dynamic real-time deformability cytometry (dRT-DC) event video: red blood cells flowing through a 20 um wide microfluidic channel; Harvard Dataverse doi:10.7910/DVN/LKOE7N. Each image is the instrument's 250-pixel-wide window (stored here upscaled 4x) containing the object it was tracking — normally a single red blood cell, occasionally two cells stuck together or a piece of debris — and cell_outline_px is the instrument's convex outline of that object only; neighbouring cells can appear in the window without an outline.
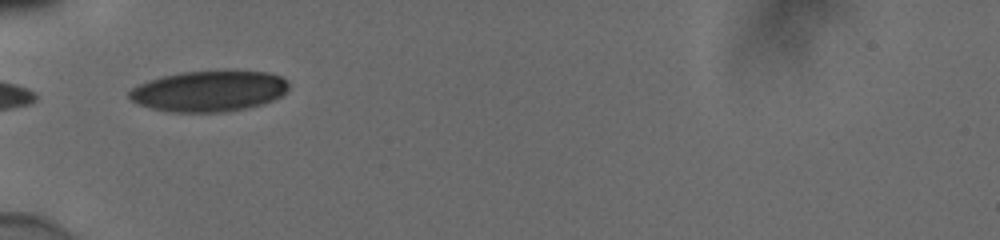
{"species": "human", "species_latin": "Homo sapiens", "temperature_condition": "cold", "stored_images_in_passage": 36, "camera_frame_rate_fps": 3000, "um_per_image_px": 0.085, "donor": {"sex": "male"}, "frame": {"image": 1, "passage_image": 1, "time_ms": 0.0, "image_size_px": [1000, 240], "cell_outline_px": [[288, 88], [280, 96], [264, 104], [228, 112], [172, 112], [152, 108], [140, 104], [132, 100], [128, 96], [128, 92], [132, 88], [140, 84], [164, 76], [184, 72], [268, 72], [280, 76], [288, 84]], "centroid_in_image_um": [17.77, 7.77], "position_along_channel_um": 67.2, "area_um2": 37.22}}
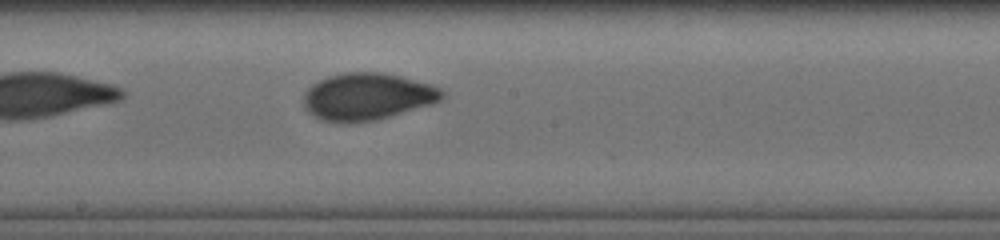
{"frame": {"image": 2, "passage_image": 13, "time_ms": 4.0, "image_size_px": [1000, 240], "cell_outline_px": [[444, 96], [440, 100], [432, 104], [376, 120], [320, 120], [308, 112], [304, 104], [304, 92], [312, 84], [328, 76], [344, 72], [384, 72], [432, 84], [440, 88], [444, 92]], "centroid_in_image_um": [31.24, 8.17], "position_along_channel_um": 217.0, "area_um2": 37.45}}
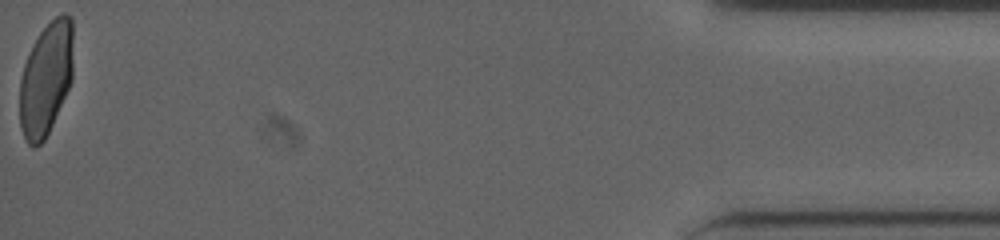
{"frame": {"image": 3, "passage_image": 36, "time_ms": 11.667, "image_size_px": [1000, 240], "cell_outline_px": [[72, 80], [52, 124], [44, 140], [36, 148], [32, 148], [28, 144], [24, 136], [20, 124], [20, 80], [24, 64], [32, 44], [40, 32], [56, 16], [64, 12], [72, 16]], "centroid_in_image_um": [3.9, 6.69], "position_along_channel_um": 431.3, "area_um2": 35.2}, "authors_computed_cell_mechanics": {"area_um2": 36.5007, "velocity_mm_per_s": 3.8617, "shape_relaxation_time_tau1_ms": 5.4834, "shape_relaxation_time_tau2_ms": 0.7061, "deformation_change_tau1": 0.1729, "deformation_change_tau2": 0.0411}}